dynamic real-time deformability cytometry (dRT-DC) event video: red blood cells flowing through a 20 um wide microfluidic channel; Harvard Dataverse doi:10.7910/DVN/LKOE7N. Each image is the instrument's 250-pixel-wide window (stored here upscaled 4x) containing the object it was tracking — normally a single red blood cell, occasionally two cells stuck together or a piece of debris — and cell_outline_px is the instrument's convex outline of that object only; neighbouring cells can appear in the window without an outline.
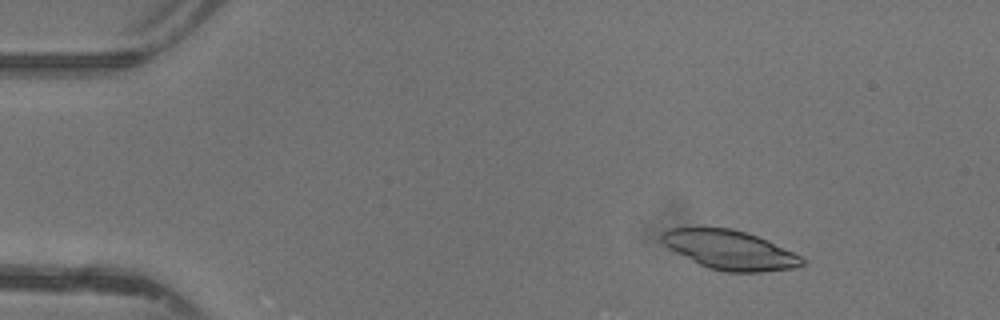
{"species": "common noctule bat (a hibernating species)", "species_latin": "Nyctalus noctula", "temperature_condition": "warm", "stored_images_in_passage": 47, "camera_frame_rate_fps": 3000, "um_per_image_px": 0.085, "animal": {"sex": "female"}, "frame": {"image": 1, "passage_image": 7, "time_ms": 2.0, "image_size_px": [1000, 320], "cell_outline_px": [[804, 264], [796, 268], [760, 272], [728, 272], [708, 268], [668, 248], [660, 240], [660, 236], [668, 228], [696, 224], [732, 228], [756, 236], [792, 252], [800, 256], [804, 260]], "centroid_in_image_um": [61.94, 21.2], "position_along_channel_um": 23.1, "area_um2": 32.43}}